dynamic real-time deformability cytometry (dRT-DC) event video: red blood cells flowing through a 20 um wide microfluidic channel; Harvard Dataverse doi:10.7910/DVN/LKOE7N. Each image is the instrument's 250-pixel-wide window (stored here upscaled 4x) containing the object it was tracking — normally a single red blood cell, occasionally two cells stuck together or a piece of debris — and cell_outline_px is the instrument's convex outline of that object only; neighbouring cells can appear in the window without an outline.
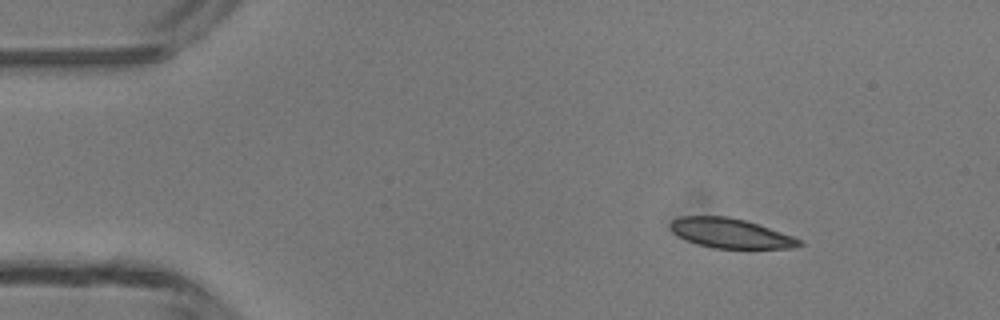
{"species": "common noctule bat (a hibernating species)", "species_latin": "Nyctalus noctula", "temperature_condition": "room temperature", "stored_images_in_passage": 3, "camera_frame_rate_fps": 3000, "um_per_image_px": 0.085, "animal": {"sex": "male", "body_mass_g": 13.3}, "frame": {"image": 1, "passage_image": 1, "time_ms": 0.0, "image_size_px": [1000, 320], "cell_outline_px": [[804, 244], [792, 248], [716, 248], [700, 244], [688, 240], [672, 232], [668, 224], [672, 220], [680, 216], [728, 216], [744, 220], [792, 236], [800, 240]], "centroid_in_image_um": [62.06, 19.81], "position_along_channel_um": 22.9, "area_um2": 21.85}}